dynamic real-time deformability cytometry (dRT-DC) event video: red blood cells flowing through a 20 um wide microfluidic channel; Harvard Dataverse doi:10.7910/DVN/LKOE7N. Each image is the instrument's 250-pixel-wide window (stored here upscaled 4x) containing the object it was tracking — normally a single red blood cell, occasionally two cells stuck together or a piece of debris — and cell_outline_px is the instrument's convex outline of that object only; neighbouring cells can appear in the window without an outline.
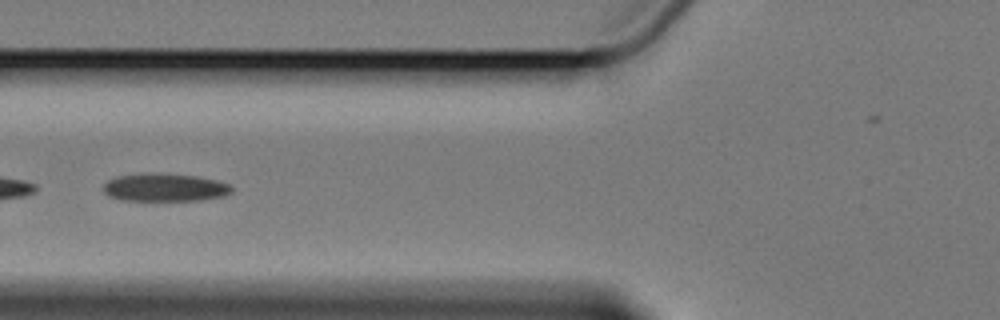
{"species": "Egyptian fruit bat (a non-hibernating species)", "species_latin": "Rousettus aegyptiacus", "temperature_condition": "cold", "stored_images_in_passage": 15, "camera_frame_rate_fps": 3000, "um_per_image_px": 0.085, "animal": {"sex": "female"}, "frame": {"image": 1, "passage_image": 6, "time_ms": 7.333, "image_size_px": [1000, 320], "cell_outline_px": [[232, 192], [224, 196], [200, 200], [120, 200], [108, 196], [104, 192], [104, 184], [108, 180], [116, 176], [196, 176], [216, 180], [228, 184], [232, 188]], "centroid_in_image_um": [14.03, 15.99], "position_along_channel_um": 111.8, "area_um2": 19.77}}
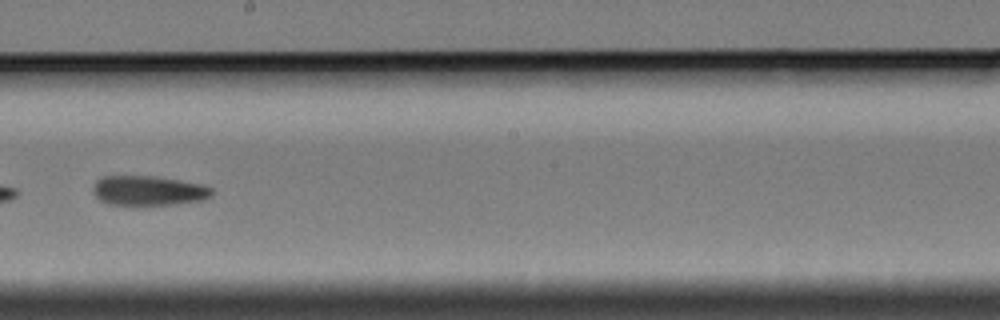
{"frame": {"image": 2, "passage_image": 9, "time_ms": 11.0, "image_size_px": [1000, 320], "cell_outline_px": [[212, 196], [200, 200], [176, 204], [108, 204], [100, 200], [92, 192], [92, 188], [96, 180], [100, 176], [156, 176], [180, 180], [200, 184], [212, 188]], "centroid_in_image_um": [12.58, 16.19], "position_along_channel_um": 235.6, "area_um2": 20.46}}
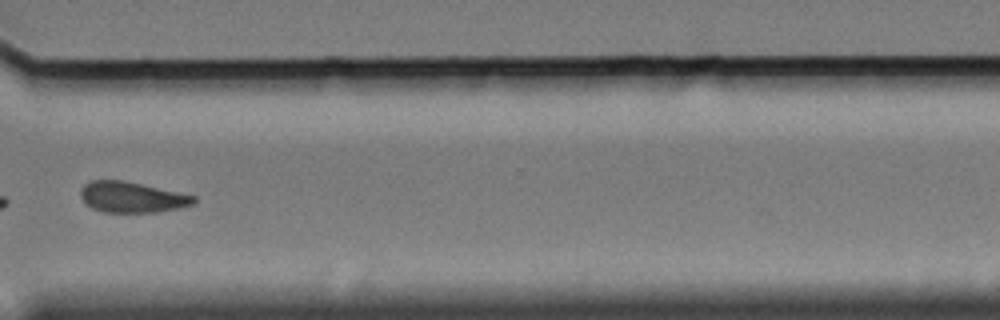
{"frame": {"image": 3, "passage_image": 12, "time_ms": 14.667, "image_size_px": [1000, 320], "cell_outline_px": [[196, 200], [192, 204], [176, 208], [156, 212], [104, 212], [92, 208], [80, 196], [80, 192], [84, 184], [92, 180], [124, 180], [196, 196]], "centroid_in_image_um": [11.19, 16.75], "position_along_channel_um": 359.4, "area_um2": 20.0}, "authors_computed_cell_mechanics": {"area_um2": 21.2704, "velocity_mm_per_s": 3.3875, "shape_relaxation_time_tau1_ms": 1.7339, "shape_relaxation_time_tau2_ms": 5.9082, "deformation_change_tau1": 0.0791, "deformation_change_tau2": 0.1398}}